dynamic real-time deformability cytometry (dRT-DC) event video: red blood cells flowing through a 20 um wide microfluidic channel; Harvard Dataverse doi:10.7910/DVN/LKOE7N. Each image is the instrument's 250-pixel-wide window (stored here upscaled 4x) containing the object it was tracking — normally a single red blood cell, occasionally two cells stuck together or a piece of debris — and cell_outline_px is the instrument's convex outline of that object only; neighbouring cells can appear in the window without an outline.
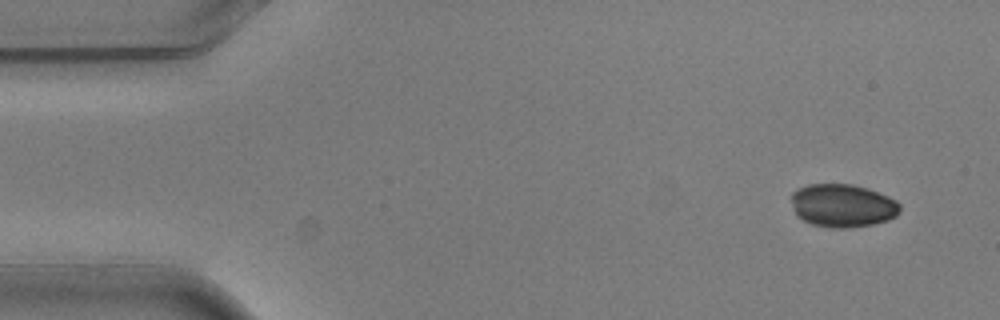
{"species": "common noctule bat (a hibernating species)", "species_latin": "Nyctalus noctula", "temperature_condition": "warm", "stored_images_in_passage": 5, "camera_frame_rate_fps": 3000, "um_per_image_px": 0.085, "animal": {"sex": "male", "body_mass_g": 20.5, "forearm_length_mm": 52.5}, "frame": {"image": 1, "passage_image": 1, "time_ms": 0.0, "image_size_px": [1000, 320], "cell_outline_px": [[900, 212], [896, 216], [888, 220], [872, 224], [848, 228], [832, 228], [812, 224], [796, 216], [792, 200], [792, 192], [796, 188], [808, 184], [852, 184], [868, 188], [888, 196], [896, 200], [900, 204]], "centroid_in_image_um": [71.63, 17.47], "position_along_channel_um": 13.4, "area_um2": 27.46}}